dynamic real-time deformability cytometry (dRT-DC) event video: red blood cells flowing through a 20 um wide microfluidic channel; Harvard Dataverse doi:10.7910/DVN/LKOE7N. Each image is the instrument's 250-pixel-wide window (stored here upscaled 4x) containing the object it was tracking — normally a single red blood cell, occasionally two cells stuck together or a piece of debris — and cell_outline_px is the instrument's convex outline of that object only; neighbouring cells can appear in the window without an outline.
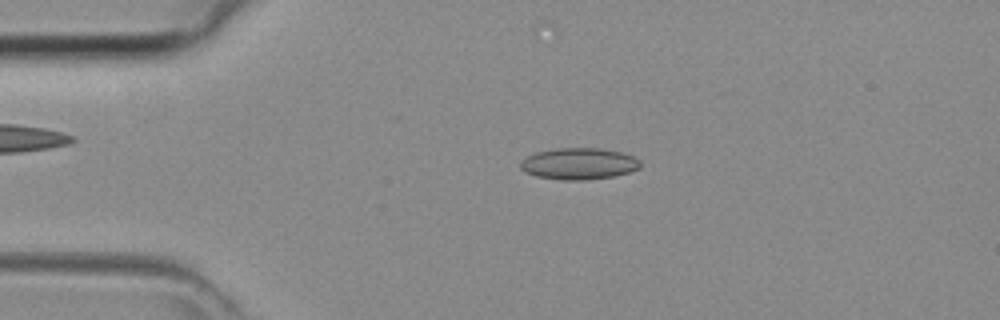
{"species": "common noctule bat (a hibernating species)", "species_latin": "Nyctalus noctula", "temperature_condition": "room temperature", "stored_images_in_passage": 38, "camera_frame_rate_fps": 3000, "um_per_image_px": 0.085, "animal": {"sex": "female", "body_mass_g": 29.2, "forearm_length_mm": 56.3}, "frame": {"image": 1, "passage_image": 4, "time_ms": 1.0, "image_size_px": [1000, 320], "cell_outline_px": [[640, 168], [628, 172], [612, 176], [588, 180], [564, 180], [536, 176], [524, 172], [520, 168], [520, 160], [536, 152], [556, 148], [600, 148], [620, 152], [632, 156], [640, 160]], "centroid_in_image_um": [49.17, 13.91], "position_along_channel_um": 35.8, "area_um2": 22.02}}
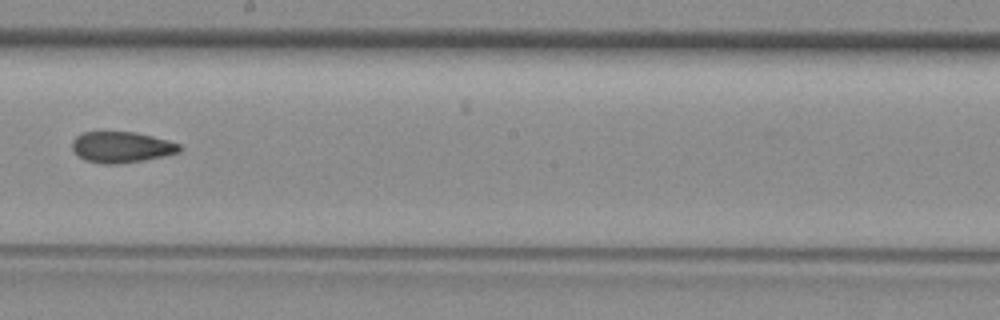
{"frame": {"image": 2, "passage_image": 19, "time_ms": 6.0, "image_size_px": [1000, 320], "cell_outline_px": [[184, 148], [180, 152], [164, 156], [144, 160], [116, 164], [100, 164], [84, 160], [72, 148], [72, 140], [76, 136], [84, 132], [136, 132], [168, 140], [180, 144]], "centroid_in_image_um": [10.35, 12.51], "position_along_channel_um": 237.8, "area_um2": 19.48}}
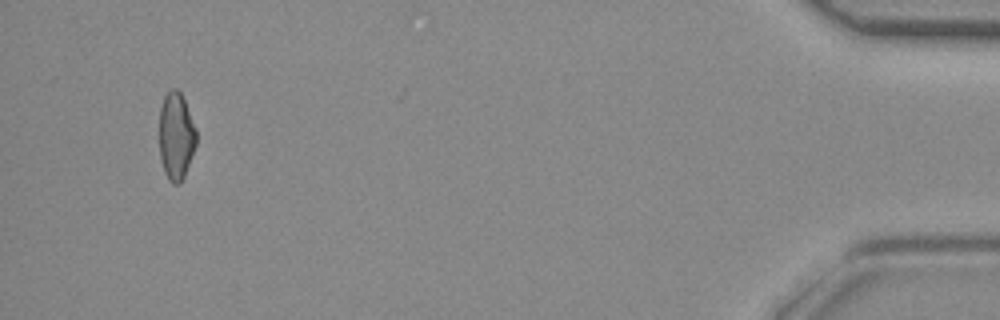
{"frame": {"image": 3, "passage_image": 36, "time_ms": 11.667, "image_size_px": [1000, 320], "cell_outline_px": [[196, 144], [184, 176], [180, 184], [172, 184], [168, 180], [164, 172], [160, 156], [160, 108], [164, 96], [172, 88], [176, 88], [180, 92], [184, 100], [196, 128]], "centroid_in_image_um": [14.96, 11.58], "position_along_channel_um": 420.2, "area_um2": 18.73}}